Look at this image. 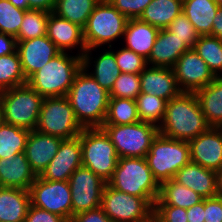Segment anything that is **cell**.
Wrapping results in <instances>:
<instances>
[{"mask_svg": "<svg viewBox=\"0 0 222 222\" xmlns=\"http://www.w3.org/2000/svg\"><path fill=\"white\" fill-rule=\"evenodd\" d=\"M17 51L16 37L0 33V56L12 54Z\"/></svg>", "mask_w": 222, "mask_h": 222, "instance_id": "cell-47", "label": "cell"}, {"mask_svg": "<svg viewBox=\"0 0 222 222\" xmlns=\"http://www.w3.org/2000/svg\"><path fill=\"white\" fill-rule=\"evenodd\" d=\"M217 196L222 197V168L217 172Z\"/></svg>", "mask_w": 222, "mask_h": 222, "instance_id": "cell-52", "label": "cell"}, {"mask_svg": "<svg viewBox=\"0 0 222 222\" xmlns=\"http://www.w3.org/2000/svg\"><path fill=\"white\" fill-rule=\"evenodd\" d=\"M147 68L148 66L139 74L141 93L169 101L182 92L177 85L173 69L156 66Z\"/></svg>", "mask_w": 222, "mask_h": 222, "instance_id": "cell-20", "label": "cell"}, {"mask_svg": "<svg viewBox=\"0 0 222 222\" xmlns=\"http://www.w3.org/2000/svg\"><path fill=\"white\" fill-rule=\"evenodd\" d=\"M107 184L118 191L143 198H158L160 194V184L145 157L119 158Z\"/></svg>", "mask_w": 222, "mask_h": 222, "instance_id": "cell-4", "label": "cell"}, {"mask_svg": "<svg viewBox=\"0 0 222 222\" xmlns=\"http://www.w3.org/2000/svg\"><path fill=\"white\" fill-rule=\"evenodd\" d=\"M154 217L159 222H188L187 209L171 205H154Z\"/></svg>", "mask_w": 222, "mask_h": 222, "instance_id": "cell-43", "label": "cell"}, {"mask_svg": "<svg viewBox=\"0 0 222 222\" xmlns=\"http://www.w3.org/2000/svg\"><path fill=\"white\" fill-rule=\"evenodd\" d=\"M80 166H82L80 137L63 139L57 154L40 177L44 180L68 181L72 173Z\"/></svg>", "mask_w": 222, "mask_h": 222, "instance_id": "cell-15", "label": "cell"}, {"mask_svg": "<svg viewBox=\"0 0 222 222\" xmlns=\"http://www.w3.org/2000/svg\"><path fill=\"white\" fill-rule=\"evenodd\" d=\"M212 36L222 41V7H218L216 15L213 18Z\"/></svg>", "mask_w": 222, "mask_h": 222, "instance_id": "cell-50", "label": "cell"}, {"mask_svg": "<svg viewBox=\"0 0 222 222\" xmlns=\"http://www.w3.org/2000/svg\"><path fill=\"white\" fill-rule=\"evenodd\" d=\"M32 206L61 216L66 222L72 219V198L68 181L44 180L40 176L29 188Z\"/></svg>", "mask_w": 222, "mask_h": 222, "instance_id": "cell-12", "label": "cell"}, {"mask_svg": "<svg viewBox=\"0 0 222 222\" xmlns=\"http://www.w3.org/2000/svg\"><path fill=\"white\" fill-rule=\"evenodd\" d=\"M219 7H222V0H215Z\"/></svg>", "mask_w": 222, "mask_h": 222, "instance_id": "cell-55", "label": "cell"}, {"mask_svg": "<svg viewBox=\"0 0 222 222\" xmlns=\"http://www.w3.org/2000/svg\"><path fill=\"white\" fill-rule=\"evenodd\" d=\"M205 221L222 222V197L214 196L204 199Z\"/></svg>", "mask_w": 222, "mask_h": 222, "instance_id": "cell-44", "label": "cell"}, {"mask_svg": "<svg viewBox=\"0 0 222 222\" xmlns=\"http://www.w3.org/2000/svg\"><path fill=\"white\" fill-rule=\"evenodd\" d=\"M156 199L130 195L106 183L101 208L113 222H145L153 216Z\"/></svg>", "mask_w": 222, "mask_h": 222, "instance_id": "cell-11", "label": "cell"}, {"mask_svg": "<svg viewBox=\"0 0 222 222\" xmlns=\"http://www.w3.org/2000/svg\"><path fill=\"white\" fill-rule=\"evenodd\" d=\"M145 222H159V221L153 215L149 220H147Z\"/></svg>", "mask_w": 222, "mask_h": 222, "instance_id": "cell-54", "label": "cell"}, {"mask_svg": "<svg viewBox=\"0 0 222 222\" xmlns=\"http://www.w3.org/2000/svg\"><path fill=\"white\" fill-rule=\"evenodd\" d=\"M128 18L122 15L109 1H100L83 28L87 50H94L124 36Z\"/></svg>", "mask_w": 222, "mask_h": 222, "instance_id": "cell-8", "label": "cell"}, {"mask_svg": "<svg viewBox=\"0 0 222 222\" xmlns=\"http://www.w3.org/2000/svg\"><path fill=\"white\" fill-rule=\"evenodd\" d=\"M42 102L28 83L0 92L4 122L29 131L36 129Z\"/></svg>", "mask_w": 222, "mask_h": 222, "instance_id": "cell-6", "label": "cell"}, {"mask_svg": "<svg viewBox=\"0 0 222 222\" xmlns=\"http://www.w3.org/2000/svg\"><path fill=\"white\" fill-rule=\"evenodd\" d=\"M30 205L29 190L0 187V222H24Z\"/></svg>", "mask_w": 222, "mask_h": 222, "instance_id": "cell-25", "label": "cell"}, {"mask_svg": "<svg viewBox=\"0 0 222 222\" xmlns=\"http://www.w3.org/2000/svg\"><path fill=\"white\" fill-rule=\"evenodd\" d=\"M188 143L191 162L216 172L222 168V127H210Z\"/></svg>", "mask_w": 222, "mask_h": 222, "instance_id": "cell-16", "label": "cell"}, {"mask_svg": "<svg viewBox=\"0 0 222 222\" xmlns=\"http://www.w3.org/2000/svg\"><path fill=\"white\" fill-rule=\"evenodd\" d=\"M183 0H152L138 18L159 29H166L182 13Z\"/></svg>", "mask_w": 222, "mask_h": 222, "instance_id": "cell-29", "label": "cell"}, {"mask_svg": "<svg viewBox=\"0 0 222 222\" xmlns=\"http://www.w3.org/2000/svg\"><path fill=\"white\" fill-rule=\"evenodd\" d=\"M205 198L217 196V172L189 162L173 178Z\"/></svg>", "mask_w": 222, "mask_h": 222, "instance_id": "cell-21", "label": "cell"}, {"mask_svg": "<svg viewBox=\"0 0 222 222\" xmlns=\"http://www.w3.org/2000/svg\"><path fill=\"white\" fill-rule=\"evenodd\" d=\"M135 102L139 120L159 127L163 121L168 101L155 95L140 93Z\"/></svg>", "mask_w": 222, "mask_h": 222, "instance_id": "cell-36", "label": "cell"}, {"mask_svg": "<svg viewBox=\"0 0 222 222\" xmlns=\"http://www.w3.org/2000/svg\"><path fill=\"white\" fill-rule=\"evenodd\" d=\"M172 69L182 92H196L209 85L216 77L194 49L185 51Z\"/></svg>", "mask_w": 222, "mask_h": 222, "instance_id": "cell-14", "label": "cell"}, {"mask_svg": "<svg viewBox=\"0 0 222 222\" xmlns=\"http://www.w3.org/2000/svg\"><path fill=\"white\" fill-rule=\"evenodd\" d=\"M9 1L17 8L23 10L29 9L28 0H9Z\"/></svg>", "mask_w": 222, "mask_h": 222, "instance_id": "cell-51", "label": "cell"}, {"mask_svg": "<svg viewBox=\"0 0 222 222\" xmlns=\"http://www.w3.org/2000/svg\"><path fill=\"white\" fill-rule=\"evenodd\" d=\"M67 98L77 121L83 128H95L103 125L110 98L109 92L86 73L83 67L76 74Z\"/></svg>", "mask_w": 222, "mask_h": 222, "instance_id": "cell-2", "label": "cell"}, {"mask_svg": "<svg viewBox=\"0 0 222 222\" xmlns=\"http://www.w3.org/2000/svg\"><path fill=\"white\" fill-rule=\"evenodd\" d=\"M146 160L154 178L161 185L171 180L190 160L188 141L158 135L153 139Z\"/></svg>", "mask_w": 222, "mask_h": 222, "instance_id": "cell-5", "label": "cell"}, {"mask_svg": "<svg viewBox=\"0 0 222 222\" xmlns=\"http://www.w3.org/2000/svg\"><path fill=\"white\" fill-rule=\"evenodd\" d=\"M91 50H86L82 56L83 68L86 72L91 75L96 82L106 91L110 92L113 88L116 79L121 75V70L119 69L115 54L112 49L105 50L93 63V72H88V68L91 66V57L89 54Z\"/></svg>", "mask_w": 222, "mask_h": 222, "instance_id": "cell-26", "label": "cell"}, {"mask_svg": "<svg viewBox=\"0 0 222 222\" xmlns=\"http://www.w3.org/2000/svg\"><path fill=\"white\" fill-rule=\"evenodd\" d=\"M202 113L211 127H222V76L195 92Z\"/></svg>", "mask_w": 222, "mask_h": 222, "instance_id": "cell-28", "label": "cell"}, {"mask_svg": "<svg viewBox=\"0 0 222 222\" xmlns=\"http://www.w3.org/2000/svg\"><path fill=\"white\" fill-rule=\"evenodd\" d=\"M37 177L24 152L0 159V187L29 190Z\"/></svg>", "mask_w": 222, "mask_h": 222, "instance_id": "cell-22", "label": "cell"}, {"mask_svg": "<svg viewBox=\"0 0 222 222\" xmlns=\"http://www.w3.org/2000/svg\"><path fill=\"white\" fill-rule=\"evenodd\" d=\"M159 31V28L139 19H129L123 36L126 41L125 48L134 51L147 60Z\"/></svg>", "mask_w": 222, "mask_h": 222, "instance_id": "cell-24", "label": "cell"}, {"mask_svg": "<svg viewBox=\"0 0 222 222\" xmlns=\"http://www.w3.org/2000/svg\"><path fill=\"white\" fill-rule=\"evenodd\" d=\"M57 0H28L29 9L53 12Z\"/></svg>", "mask_w": 222, "mask_h": 222, "instance_id": "cell-49", "label": "cell"}, {"mask_svg": "<svg viewBox=\"0 0 222 222\" xmlns=\"http://www.w3.org/2000/svg\"><path fill=\"white\" fill-rule=\"evenodd\" d=\"M82 67V56L79 53L70 56L67 52H61L34 73L27 83L43 98L67 96Z\"/></svg>", "mask_w": 222, "mask_h": 222, "instance_id": "cell-3", "label": "cell"}, {"mask_svg": "<svg viewBox=\"0 0 222 222\" xmlns=\"http://www.w3.org/2000/svg\"><path fill=\"white\" fill-rule=\"evenodd\" d=\"M49 13L41 10L28 9L24 13L17 41L34 39L47 35V21Z\"/></svg>", "mask_w": 222, "mask_h": 222, "instance_id": "cell-37", "label": "cell"}, {"mask_svg": "<svg viewBox=\"0 0 222 222\" xmlns=\"http://www.w3.org/2000/svg\"><path fill=\"white\" fill-rule=\"evenodd\" d=\"M210 127L195 92H181L167 102L158 132L167 138L189 141Z\"/></svg>", "mask_w": 222, "mask_h": 222, "instance_id": "cell-1", "label": "cell"}, {"mask_svg": "<svg viewBox=\"0 0 222 222\" xmlns=\"http://www.w3.org/2000/svg\"><path fill=\"white\" fill-rule=\"evenodd\" d=\"M82 166L89 168L106 183L111 179L119 156L101 127L84 128L79 134Z\"/></svg>", "mask_w": 222, "mask_h": 222, "instance_id": "cell-7", "label": "cell"}, {"mask_svg": "<svg viewBox=\"0 0 222 222\" xmlns=\"http://www.w3.org/2000/svg\"><path fill=\"white\" fill-rule=\"evenodd\" d=\"M3 123H5V122H4L2 107H1V105H0V126H1Z\"/></svg>", "mask_w": 222, "mask_h": 222, "instance_id": "cell-53", "label": "cell"}, {"mask_svg": "<svg viewBox=\"0 0 222 222\" xmlns=\"http://www.w3.org/2000/svg\"><path fill=\"white\" fill-rule=\"evenodd\" d=\"M72 198V217L101 207L106 182L87 167H78L68 180Z\"/></svg>", "mask_w": 222, "mask_h": 222, "instance_id": "cell-13", "label": "cell"}, {"mask_svg": "<svg viewBox=\"0 0 222 222\" xmlns=\"http://www.w3.org/2000/svg\"><path fill=\"white\" fill-rule=\"evenodd\" d=\"M167 29L181 39L189 49H193L200 37L193 24L183 13L175 17Z\"/></svg>", "mask_w": 222, "mask_h": 222, "instance_id": "cell-41", "label": "cell"}, {"mask_svg": "<svg viewBox=\"0 0 222 222\" xmlns=\"http://www.w3.org/2000/svg\"><path fill=\"white\" fill-rule=\"evenodd\" d=\"M152 0H109L128 19H138Z\"/></svg>", "mask_w": 222, "mask_h": 222, "instance_id": "cell-42", "label": "cell"}, {"mask_svg": "<svg viewBox=\"0 0 222 222\" xmlns=\"http://www.w3.org/2000/svg\"><path fill=\"white\" fill-rule=\"evenodd\" d=\"M116 63L122 73L140 74L147 66V60L134 51L123 46L114 52Z\"/></svg>", "mask_w": 222, "mask_h": 222, "instance_id": "cell-40", "label": "cell"}, {"mask_svg": "<svg viewBox=\"0 0 222 222\" xmlns=\"http://www.w3.org/2000/svg\"><path fill=\"white\" fill-rule=\"evenodd\" d=\"M204 199L187 209V221L188 222H204Z\"/></svg>", "mask_w": 222, "mask_h": 222, "instance_id": "cell-48", "label": "cell"}, {"mask_svg": "<svg viewBox=\"0 0 222 222\" xmlns=\"http://www.w3.org/2000/svg\"><path fill=\"white\" fill-rule=\"evenodd\" d=\"M24 222H66L61 216L30 205Z\"/></svg>", "mask_w": 222, "mask_h": 222, "instance_id": "cell-45", "label": "cell"}, {"mask_svg": "<svg viewBox=\"0 0 222 222\" xmlns=\"http://www.w3.org/2000/svg\"><path fill=\"white\" fill-rule=\"evenodd\" d=\"M141 93L139 74L121 73L109 92L110 98H129L135 100Z\"/></svg>", "mask_w": 222, "mask_h": 222, "instance_id": "cell-39", "label": "cell"}, {"mask_svg": "<svg viewBox=\"0 0 222 222\" xmlns=\"http://www.w3.org/2000/svg\"><path fill=\"white\" fill-rule=\"evenodd\" d=\"M99 0H57L53 13L84 28Z\"/></svg>", "mask_w": 222, "mask_h": 222, "instance_id": "cell-31", "label": "cell"}, {"mask_svg": "<svg viewBox=\"0 0 222 222\" xmlns=\"http://www.w3.org/2000/svg\"><path fill=\"white\" fill-rule=\"evenodd\" d=\"M47 36L53 41L61 52H66L72 48L78 47L79 54L83 56L87 50L84 38L83 28L64 18L50 12L47 21Z\"/></svg>", "mask_w": 222, "mask_h": 222, "instance_id": "cell-19", "label": "cell"}, {"mask_svg": "<svg viewBox=\"0 0 222 222\" xmlns=\"http://www.w3.org/2000/svg\"><path fill=\"white\" fill-rule=\"evenodd\" d=\"M139 121L135 100L129 98H109L103 125H126Z\"/></svg>", "mask_w": 222, "mask_h": 222, "instance_id": "cell-33", "label": "cell"}, {"mask_svg": "<svg viewBox=\"0 0 222 222\" xmlns=\"http://www.w3.org/2000/svg\"><path fill=\"white\" fill-rule=\"evenodd\" d=\"M83 129L67 96L43 98L36 131L71 139L79 136Z\"/></svg>", "mask_w": 222, "mask_h": 222, "instance_id": "cell-9", "label": "cell"}, {"mask_svg": "<svg viewBox=\"0 0 222 222\" xmlns=\"http://www.w3.org/2000/svg\"><path fill=\"white\" fill-rule=\"evenodd\" d=\"M25 11L15 7L9 0H0V33L16 37Z\"/></svg>", "mask_w": 222, "mask_h": 222, "instance_id": "cell-38", "label": "cell"}, {"mask_svg": "<svg viewBox=\"0 0 222 222\" xmlns=\"http://www.w3.org/2000/svg\"><path fill=\"white\" fill-rule=\"evenodd\" d=\"M187 50L189 48L174 33L167 28L160 29L147 64L172 69L178 58Z\"/></svg>", "mask_w": 222, "mask_h": 222, "instance_id": "cell-23", "label": "cell"}, {"mask_svg": "<svg viewBox=\"0 0 222 222\" xmlns=\"http://www.w3.org/2000/svg\"><path fill=\"white\" fill-rule=\"evenodd\" d=\"M194 51L207 63L215 76H222V41L214 36H200Z\"/></svg>", "mask_w": 222, "mask_h": 222, "instance_id": "cell-35", "label": "cell"}, {"mask_svg": "<svg viewBox=\"0 0 222 222\" xmlns=\"http://www.w3.org/2000/svg\"><path fill=\"white\" fill-rule=\"evenodd\" d=\"M203 199L192 189L171 179L160 185V194L154 205H171L188 209Z\"/></svg>", "mask_w": 222, "mask_h": 222, "instance_id": "cell-30", "label": "cell"}, {"mask_svg": "<svg viewBox=\"0 0 222 222\" xmlns=\"http://www.w3.org/2000/svg\"><path fill=\"white\" fill-rule=\"evenodd\" d=\"M62 138L30 131L25 147V156L37 176H40L57 154Z\"/></svg>", "mask_w": 222, "mask_h": 222, "instance_id": "cell-18", "label": "cell"}, {"mask_svg": "<svg viewBox=\"0 0 222 222\" xmlns=\"http://www.w3.org/2000/svg\"><path fill=\"white\" fill-rule=\"evenodd\" d=\"M26 83L18 51L0 56V92Z\"/></svg>", "mask_w": 222, "mask_h": 222, "instance_id": "cell-34", "label": "cell"}, {"mask_svg": "<svg viewBox=\"0 0 222 222\" xmlns=\"http://www.w3.org/2000/svg\"><path fill=\"white\" fill-rule=\"evenodd\" d=\"M30 131L11 124L0 126V159L24 152Z\"/></svg>", "mask_w": 222, "mask_h": 222, "instance_id": "cell-32", "label": "cell"}, {"mask_svg": "<svg viewBox=\"0 0 222 222\" xmlns=\"http://www.w3.org/2000/svg\"><path fill=\"white\" fill-rule=\"evenodd\" d=\"M70 222H113L103 211L98 207L87 212L77 214L72 217Z\"/></svg>", "mask_w": 222, "mask_h": 222, "instance_id": "cell-46", "label": "cell"}, {"mask_svg": "<svg viewBox=\"0 0 222 222\" xmlns=\"http://www.w3.org/2000/svg\"><path fill=\"white\" fill-rule=\"evenodd\" d=\"M17 51L26 80L61 53L47 35L17 41Z\"/></svg>", "mask_w": 222, "mask_h": 222, "instance_id": "cell-17", "label": "cell"}, {"mask_svg": "<svg viewBox=\"0 0 222 222\" xmlns=\"http://www.w3.org/2000/svg\"><path fill=\"white\" fill-rule=\"evenodd\" d=\"M115 146L119 158L146 157L153 139L158 135L154 124L139 121L126 125H102Z\"/></svg>", "mask_w": 222, "mask_h": 222, "instance_id": "cell-10", "label": "cell"}, {"mask_svg": "<svg viewBox=\"0 0 222 222\" xmlns=\"http://www.w3.org/2000/svg\"><path fill=\"white\" fill-rule=\"evenodd\" d=\"M218 7L215 0H183L182 13L200 36H212L213 18Z\"/></svg>", "mask_w": 222, "mask_h": 222, "instance_id": "cell-27", "label": "cell"}]
</instances>
